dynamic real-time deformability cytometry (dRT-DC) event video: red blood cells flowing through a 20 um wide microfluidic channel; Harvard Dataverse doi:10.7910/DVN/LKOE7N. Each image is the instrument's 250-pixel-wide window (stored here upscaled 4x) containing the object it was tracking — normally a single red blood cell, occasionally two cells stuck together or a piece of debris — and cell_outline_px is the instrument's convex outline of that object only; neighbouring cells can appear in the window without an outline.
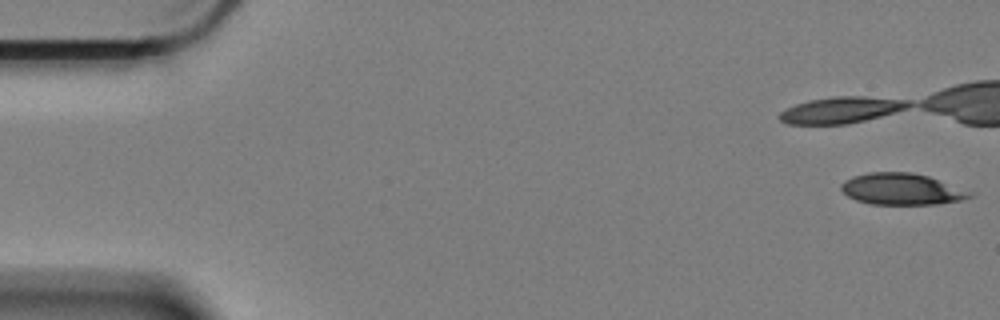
{"species": "Egyptian fruit bat (a non-hibernating species)", "species_latin": "Rousettus aegyptiacus", "temperature_condition": "cold", "stored_images_in_passage": 48, "camera_frame_rate_fps": 3000, "um_per_image_px": 0.085, "animal": {"sex": "female"}, "frame": {"image": 1, "passage_image": 1, "time_ms": 0.0, "image_size_px": [1000, 320], "cell_outline_px": [[972, 196], [960, 200], [940, 204], [872, 204], [856, 200], [848, 196], [840, 188], [840, 184], [844, 180], [852, 176], [872, 172], [912, 172], [928, 176]], "centroid_in_image_um": [76.48, 16.07], "position_along_channel_um": 8.5, "area_um2": 22.83}}
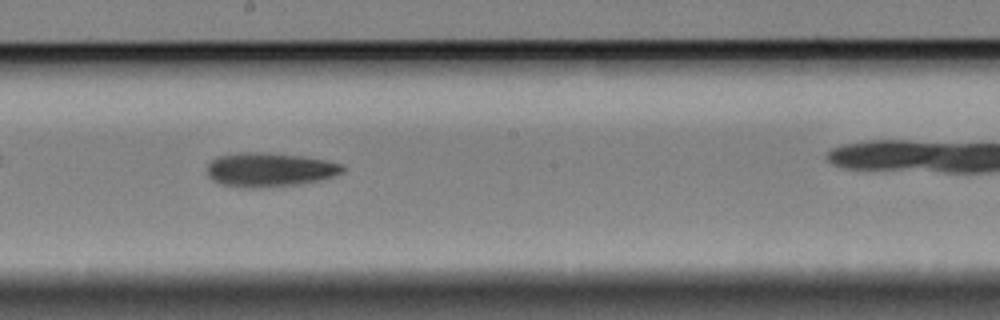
{"frame": {"image": 2, "passage_image": 32, "time_ms": 10.333, "image_size_px": [1000, 320], "cell_outline_px": [[344, 172], [336, 176], [320, 180], [300, 184], [260, 188], [244, 188], [220, 184], [212, 180], [208, 176], [208, 164], [216, 156], [240, 152], [264, 152], [304, 156], [344, 164]], "centroid_in_image_um": [22.92, 14.43], "position_along_channel_um": 225.3, "area_um2": 27.28}}
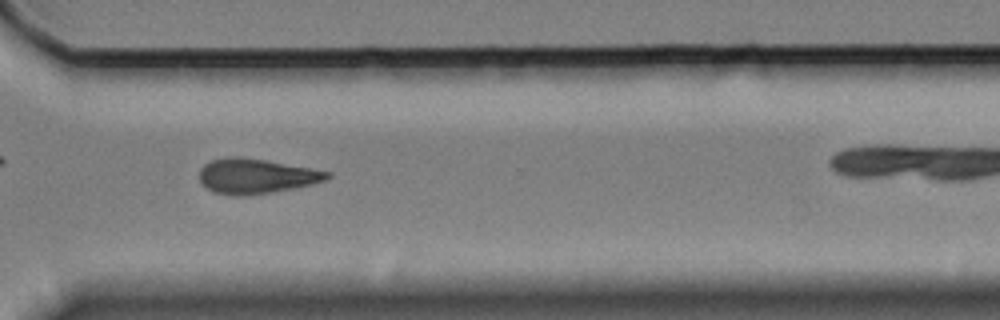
{"frame": {"image": 3, "passage_image": 43, "time_ms": 14.0, "image_size_px": [1000, 320], "cell_outline_px": [[332, 176], [324, 180], [312, 184], [272, 192], [244, 196], [232, 196], [216, 192], [208, 188], [200, 180], [200, 168], [204, 164], [212, 160], [224, 156], [240, 156], [264, 160], [332, 172]], "centroid_in_image_um": [21.75, 14.96], "position_along_channel_um": 348.9, "area_um2": 25.84}}